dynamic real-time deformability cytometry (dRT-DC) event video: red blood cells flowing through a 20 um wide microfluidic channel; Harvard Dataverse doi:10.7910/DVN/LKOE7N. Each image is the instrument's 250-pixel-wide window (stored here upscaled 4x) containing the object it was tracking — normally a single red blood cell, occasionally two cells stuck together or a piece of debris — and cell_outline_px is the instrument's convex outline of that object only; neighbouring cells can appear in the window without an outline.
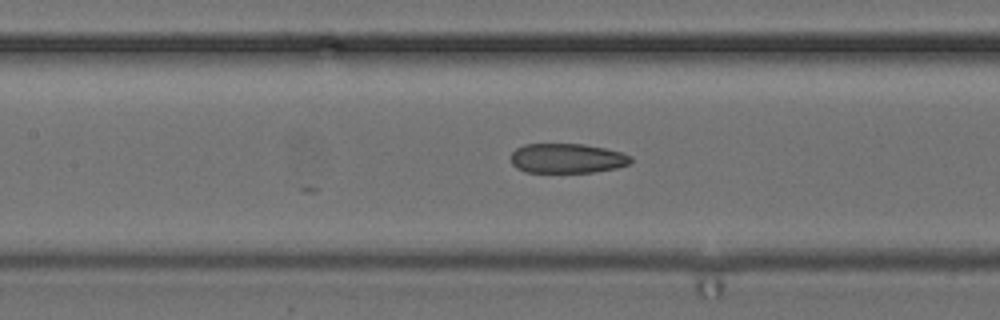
{"species": "common noctule bat (a hibernating species)", "species_latin": "Nyctalus noctula", "temperature_condition": "cold", "stored_images_in_passage": 24, "camera_frame_rate_fps": 3000, "um_per_image_px": 0.085, "animal": {"sex": "female", "body_mass_g": 24.6, "forearm_length_mm": 56.2}, "frame": {"image": 1, "passage_image": 24, "time_ms": 7.667, "image_size_px": [1000, 320], "cell_outline_px": [[632, 160], [628, 164], [616, 168], [592, 172], [524, 172], [516, 168], [512, 164], [512, 152], [516, 148], [524, 144], [584, 144], [604, 148], [620, 152], [632, 156]], "centroid_in_image_um": [48.18, 13.46], "position_along_channel_um": 159.2, "area_um2": 20.69}}